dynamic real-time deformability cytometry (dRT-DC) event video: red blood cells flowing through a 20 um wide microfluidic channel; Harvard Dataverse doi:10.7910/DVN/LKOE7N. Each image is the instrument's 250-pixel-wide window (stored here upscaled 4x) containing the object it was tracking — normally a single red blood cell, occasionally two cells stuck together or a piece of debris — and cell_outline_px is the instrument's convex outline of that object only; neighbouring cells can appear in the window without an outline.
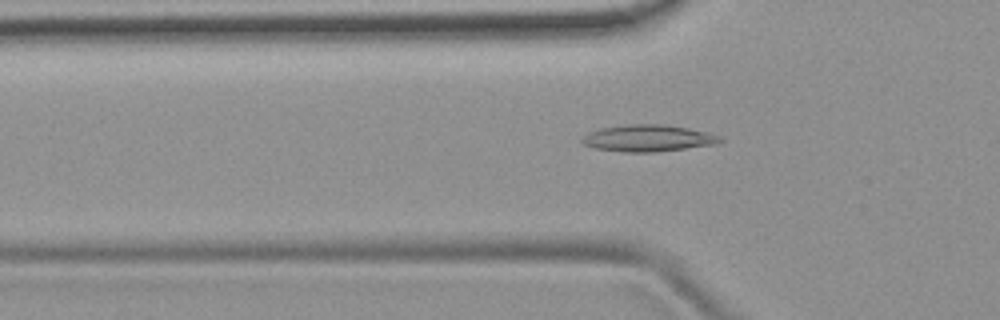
{"species": "common noctule bat (a hibernating species)", "species_latin": "Nyctalus noctula", "temperature_condition": "room temperature", "stored_images_in_passage": 52, "camera_frame_rate_fps": 3000, "um_per_image_px": 0.085, "animal": {"sex": "female", "body_mass_g": 19.9}, "frame": {"image": 1, "passage_image": 17, "time_ms": 5.333, "image_size_px": [1000, 320], "cell_outline_px": [[724, 140], [716, 144], [656, 152], [624, 152], [592, 148], [584, 144], [580, 140], [588, 132], [600, 128], [628, 124], [664, 124], [688, 128], [720, 136]], "centroid_in_image_um": [55.05, 11.75], "position_along_channel_um": 70.8, "area_um2": 21.5}}
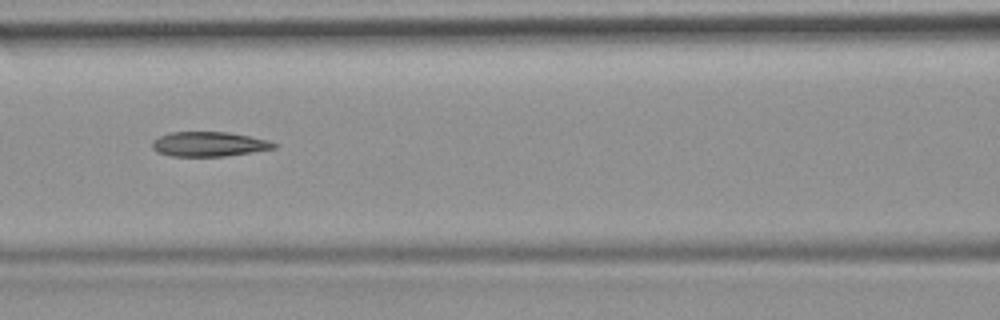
{"frame": {"image": 2, "passage_image": 23, "time_ms": 7.333, "image_size_px": [1000, 320], "cell_outline_px": [[276, 148], [252, 152], [224, 156], [168, 156], [156, 152], [152, 148], [152, 140], [160, 136], [172, 132], [228, 132], [268, 140], [276, 144]], "centroid_in_image_um": [17.72, 12.25], "position_along_channel_um": 148.9, "area_um2": 17.46}}
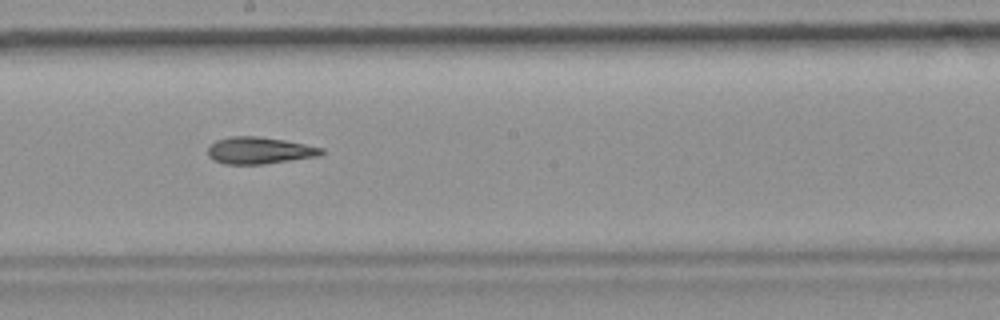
{"frame": {"image": 3, "passage_image": 29, "time_ms": 9.333, "image_size_px": [1000, 320], "cell_outline_px": [[324, 152], [320, 156], [264, 164], [224, 164], [212, 160], [208, 156], [208, 148], [216, 140], [228, 136], [256, 136], [284, 140], [324, 148]], "centroid_in_image_um": [22.04, 12.79], "position_along_channel_um": 226.2, "area_um2": 17.86}, "authors_computed_cell_mechanics": {"area_um2": 18.4671, "velocity_mm_per_s": 3.8859, "shape_relaxation_time_tau1_ms": null, "shape_relaxation_time_tau2_ms": 6.0633, "deformation_change_tau1": null, "deformation_change_tau2": 0.1578}}